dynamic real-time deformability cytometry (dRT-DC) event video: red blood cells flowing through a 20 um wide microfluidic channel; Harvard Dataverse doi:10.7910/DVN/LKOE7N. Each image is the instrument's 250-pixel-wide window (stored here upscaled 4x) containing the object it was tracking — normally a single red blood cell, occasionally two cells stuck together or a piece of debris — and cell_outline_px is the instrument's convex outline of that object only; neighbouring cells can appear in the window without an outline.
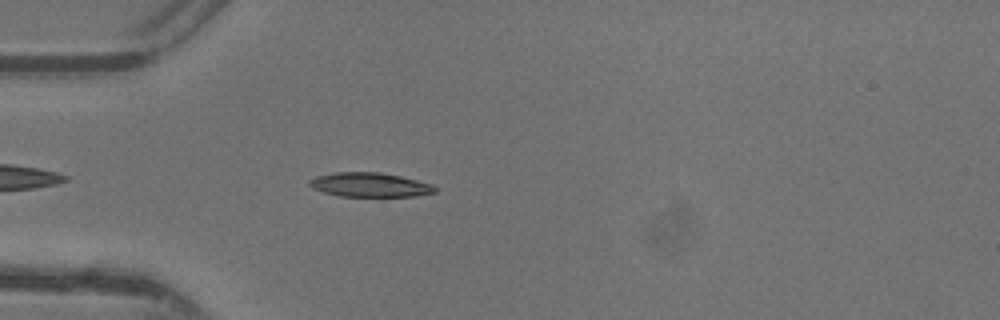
{"species": "common noctule bat (a hibernating species)", "species_latin": "Nyctalus noctula", "temperature_condition": "warm", "stored_images_in_passage": 37, "camera_frame_rate_fps": 3000, "um_per_image_px": 0.085, "animal": {"sex": "female"}, "frame": {"image": 1, "passage_image": 4, "time_ms": 1.0, "image_size_px": [1000, 320], "cell_outline_px": [[436, 192], [412, 196], [340, 196], [324, 192], [312, 188], [308, 184], [308, 180], [316, 176], [336, 172], [380, 172], [400, 176], [432, 184], [436, 188]], "centroid_in_image_um": [31.4, 15.7], "position_along_channel_um": 53.6, "area_um2": 17.63}}
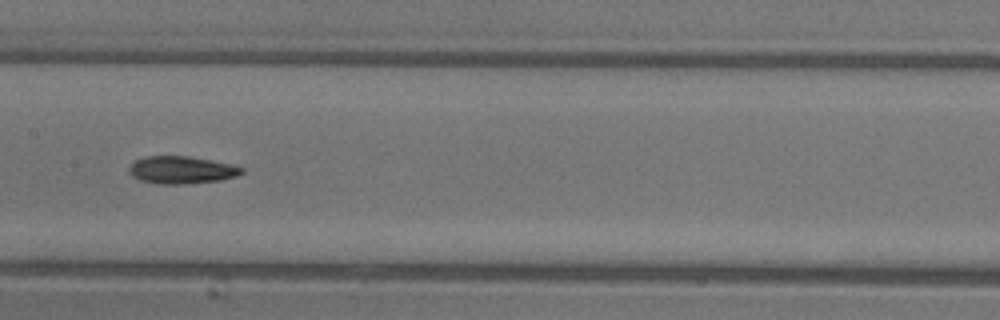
{"frame": {"image": 2, "passage_image": 14, "time_ms": 4.333, "image_size_px": [1000, 320], "cell_outline_px": [[244, 172], [236, 176], [220, 180], [180, 184], [160, 184], [140, 180], [132, 176], [128, 172], [128, 168], [136, 160], [144, 156], [188, 156], [228, 164], [244, 168]], "centroid_in_image_um": [15.39, 14.45], "position_along_channel_um": 192.0, "area_um2": 17.8}}
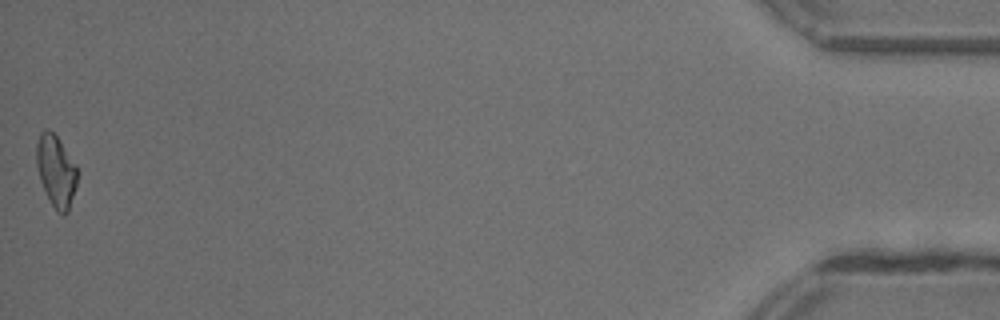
{"frame": {"image": 3, "passage_image": 37, "time_ms": 12.0, "image_size_px": [1000, 320], "cell_outline_px": [[80, 172], [76, 188], [68, 212], [64, 216], [56, 212], [40, 180], [36, 164], [36, 144], [40, 132], [44, 128], [48, 128], [56, 136], [76, 164]], "centroid_in_image_um": [4.79, 14.54], "position_along_channel_um": 430.4, "area_um2": 17.34}, "authors_computed_cell_mechanics": {"area_um2": 17.5134, "velocity_mm_per_s": 4.4357, "shape_relaxation_time_tau1_ms": null, "shape_relaxation_time_tau2_ms": 2.5179, "deformation_change_tau1": null, "deformation_change_tau2": 0.0759}}